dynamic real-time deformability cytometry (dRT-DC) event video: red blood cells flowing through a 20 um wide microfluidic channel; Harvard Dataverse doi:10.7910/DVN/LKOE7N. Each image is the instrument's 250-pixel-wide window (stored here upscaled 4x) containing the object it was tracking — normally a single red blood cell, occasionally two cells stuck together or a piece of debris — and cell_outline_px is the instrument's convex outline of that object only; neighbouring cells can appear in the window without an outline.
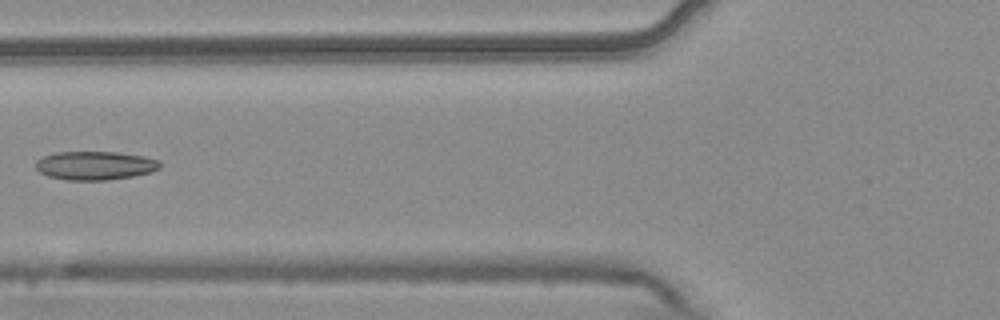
{"species": "common noctule bat (a hibernating species)", "species_latin": "Nyctalus noctula", "temperature_condition": "warm", "stored_images_in_passage": 6, "camera_frame_rate_fps": 3000, "um_per_image_px": 0.085, "animal": {"sex": "male", "body_mass_g": 20.4}, "frame": {"image": 1, "passage_image": 5, "time_ms": 1.333, "image_size_px": [1000, 320], "cell_outline_px": [[160, 168], [148, 172], [132, 176], [108, 180], [68, 180], [48, 176], [40, 172], [36, 168], [36, 160], [44, 156], [56, 152], [116, 152], [144, 156], [160, 160]], "centroid_in_image_um": [8.07, 14.06], "position_along_channel_um": 117.7, "area_um2": 20.63}}
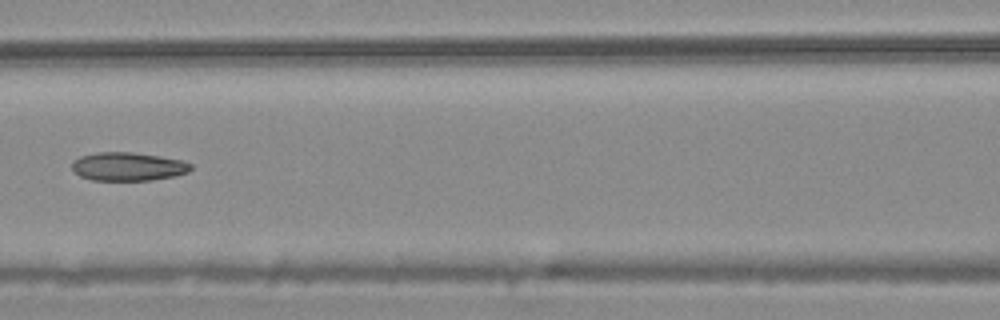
{"frame": {"image": 2, "passage_image": 6, "time_ms": 1.667, "image_size_px": [1000, 320], "cell_outline_px": [[192, 168], [188, 172], [176, 176], [152, 180], [92, 180], [80, 176], [72, 168], [72, 160], [80, 156], [96, 152], [132, 152], [160, 156], [184, 160], [192, 164]], "centroid_in_image_um": [10.9, 14.15], "position_along_channel_um": 155.7, "area_um2": 19.88}}